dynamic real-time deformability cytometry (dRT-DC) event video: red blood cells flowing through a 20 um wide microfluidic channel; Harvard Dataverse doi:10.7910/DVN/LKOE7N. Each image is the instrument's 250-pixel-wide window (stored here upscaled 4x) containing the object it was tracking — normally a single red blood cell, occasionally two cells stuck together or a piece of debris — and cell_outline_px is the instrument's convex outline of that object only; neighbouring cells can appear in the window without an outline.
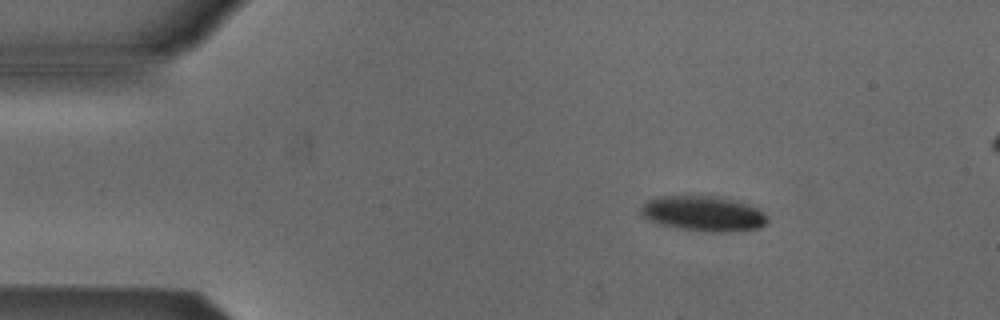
{"species": "Egyptian fruit bat (a non-hibernating species)", "species_latin": "Rousettus aegyptiacus", "temperature_condition": "cold", "stored_images_in_passage": 5, "camera_frame_rate_fps": 3000, "um_per_image_px": 0.085, "animal": {"sex": "male"}, "frame": {"image": 1, "passage_image": 2, "time_ms": 1.333, "image_size_px": [1000, 320], "cell_outline_px": [[768, 220], [760, 228], [728, 232], [708, 232], [676, 228], [652, 220], [644, 216], [640, 212], [640, 208], [648, 200], [660, 196], [716, 196], [736, 200], [748, 204], [756, 208]], "centroid_in_image_um": [59.79, 18.15], "position_along_channel_um": 25.2, "area_um2": 25.61}}